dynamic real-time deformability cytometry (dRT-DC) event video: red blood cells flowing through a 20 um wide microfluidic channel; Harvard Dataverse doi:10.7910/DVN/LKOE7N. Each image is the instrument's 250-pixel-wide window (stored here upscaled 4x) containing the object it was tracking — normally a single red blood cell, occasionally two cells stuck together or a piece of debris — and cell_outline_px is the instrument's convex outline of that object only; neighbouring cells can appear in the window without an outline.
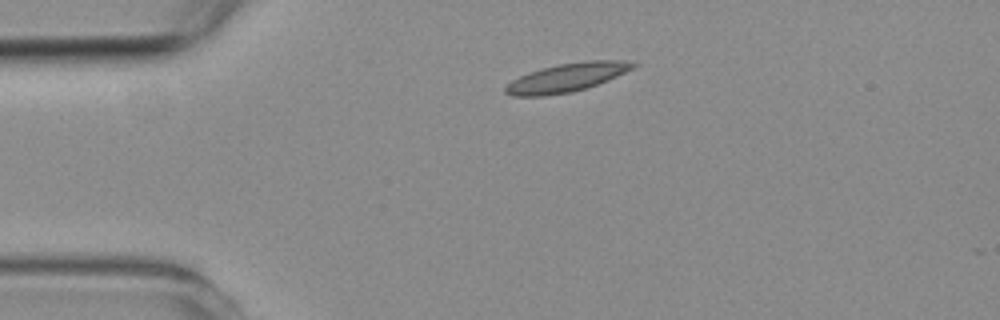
{"species": "common noctule bat (a hibernating species)", "species_latin": "Nyctalus noctula", "temperature_condition": "room temperature", "stored_images_in_passage": 2, "camera_frame_rate_fps": 3000, "um_per_image_px": 0.085, "animal": {"sex": "female", "body_mass_g": 19.3, "forearm_length_mm": 54.1}, "frame": {"image": 1, "passage_image": 1, "time_ms": 0.0, "image_size_px": [1000, 320], "cell_outline_px": [[636, 68], [608, 80], [572, 92], [544, 96], [512, 96], [504, 92], [504, 88], [512, 80], [528, 72], [560, 64], [584, 60], [624, 60], [636, 64]], "centroid_in_image_um": [48.19, 6.59], "position_along_channel_um": 36.8, "area_um2": 21.15}}